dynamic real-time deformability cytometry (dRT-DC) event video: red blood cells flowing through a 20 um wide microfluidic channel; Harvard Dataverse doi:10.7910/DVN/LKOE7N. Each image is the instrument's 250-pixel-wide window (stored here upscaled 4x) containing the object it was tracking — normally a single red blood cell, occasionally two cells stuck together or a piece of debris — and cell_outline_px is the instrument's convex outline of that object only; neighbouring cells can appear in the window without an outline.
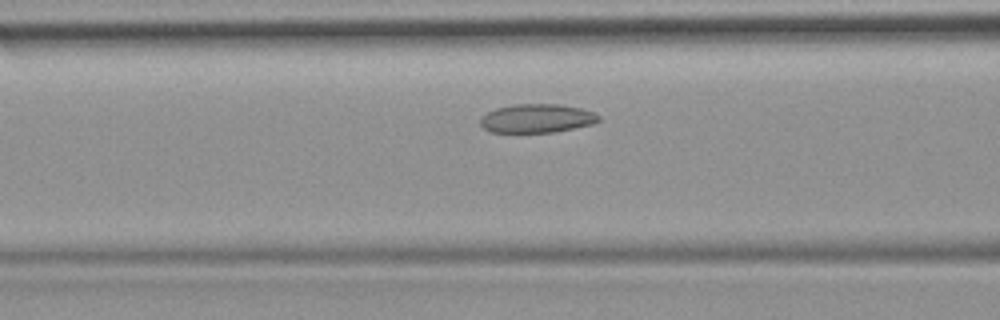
{"species": "common noctule bat (a hibernating species)", "species_latin": "Nyctalus noctula", "temperature_condition": "room temperature", "stored_images_in_passage": 41, "camera_frame_rate_fps": 3000, "um_per_image_px": 0.085, "animal": {"sex": "female", "body_mass_g": 19.9}, "frame": {"image": 1, "passage_image": 12, "time_ms": 3.667, "image_size_px": [1000, 320], "cell_outline_px": [[600, 120], [592, 124], [552, 132], [492, 132], [484, 128], [480, 124], [480, 116], [496, 108], [512, 104], [560, 104], [580, 108], [592, 112], [600, 116]], "centroid_in_image_um": [45.6, 10.05], "position_along_channel_um": 121.0, "area_um2": 19.71}}
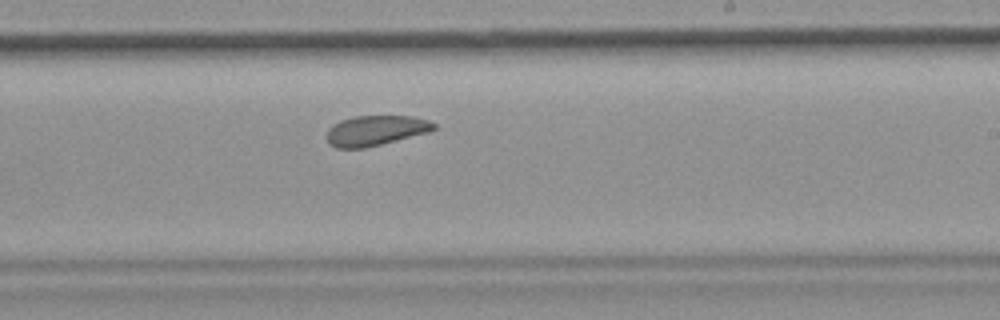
{"frame": {"image": 2, "passage_image": 22, "time_ms": 7.0, "image_size_px": [1000, 320], "cell_outline_px": [[436, 128], [428, 132], [364, 148], [336, 148], [328, 144], [328, 128], [332, 124], [340, 120], [356, 116], [412, 116], [428, 120], [436, 124]], "centroid_in_image_um": [31.9, 11.09], "position_along_channel_um": 257.1, "area_um2": 18.67}}
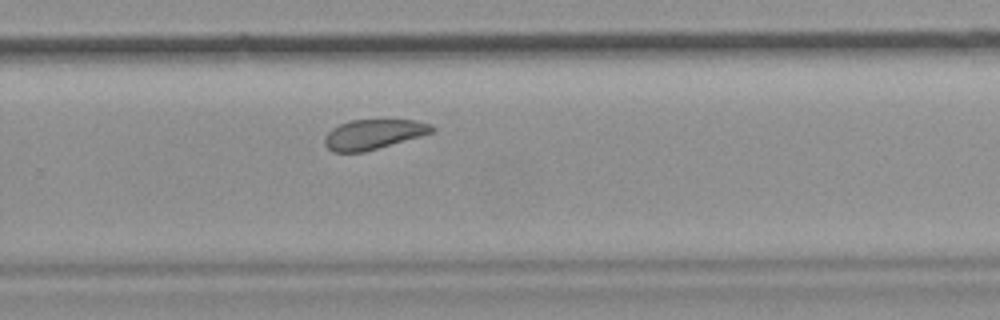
{"frame": {"image": 3, "passage_image": 25, "time_ms": 8.0, "image_size_px": [1000, 320], "cell_outline_px": [[436, 128], [432, 132], [420, 136], [364, 152], [332, 152], [324, 144], [324, 140], [328, 132], [332, 128], [340, 124], [352, 120], [416, 120], [432, 124]], "centroid_in_image_um": [31.74, 11.41], "position_along_channel_um": 298.1, "area_um2": 18.55}}